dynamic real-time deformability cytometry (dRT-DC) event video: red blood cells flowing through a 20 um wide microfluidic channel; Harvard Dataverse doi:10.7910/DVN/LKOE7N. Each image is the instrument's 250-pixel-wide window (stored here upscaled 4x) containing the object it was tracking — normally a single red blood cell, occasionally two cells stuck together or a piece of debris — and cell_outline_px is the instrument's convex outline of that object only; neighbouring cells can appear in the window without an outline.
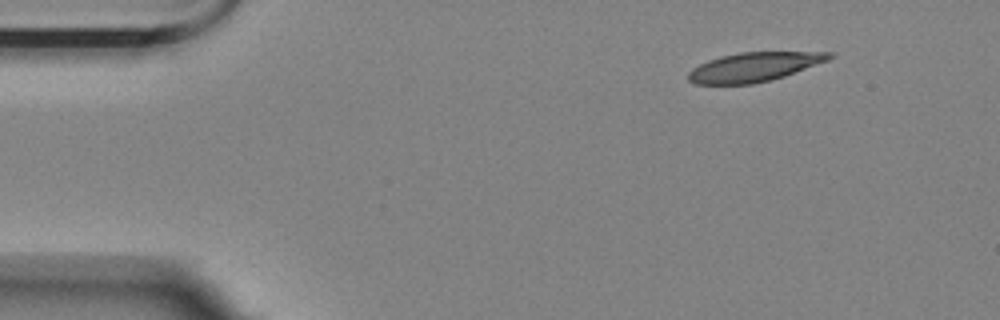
{"species": "Egyptian fruit bat (a non-hibernating species)", "species_latin": "Rousettus aegyptiacus", "temperature_condition": "room temperature", "stored_images_in_passage": 42, "camera_frame_rate_fps": 3000, "um_per_image_px": 0.085, "animal": {"sex": "female"}, "frame": {"image": 1, "passage_image": 1, "time_ms": 0.0, "image_size_px": [1000, 320], "cell_outline_px": [[836, 56], [828, 60], [784, 76], [752, 84], [696, 84], [688, 80], [688, 72], [692, 68], [708, 60], [720, 56], [740, 52], [836, 52]], "centroid_in_image_um": [64.09, 5.68], "position_along_channel_um": 20.9, "area_um2": 23.87}}
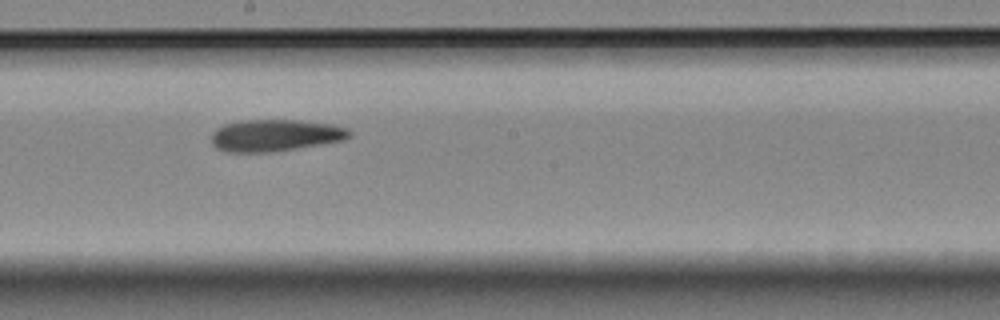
{"frame": {"image": 2, "passage_image": 25, "time_ms": 8.0, "image_size_px": [1000, 320], "cell_outline_px": [[352, 136], [344, 140], [320, 144], [264, 152], [228, 152], [216, 148], [212, 144], [212, 132], [216, 128], [224, 124], [240, 120], [300, 120], [332, 124], [348, 128], [352, 132]], "centroid_in_image_um": [23.39, 11.48], "position_along_channel_um": 224.8, "area_um2": 25.55}}
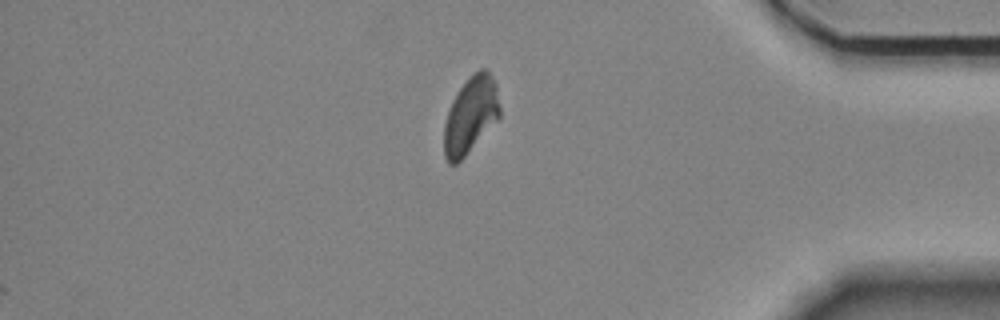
{"frame": {"image": 3, "passage_image": 42, "time_ms": 13.667, "image_size_px": [1000, 320], "cell_outline_px": [[500, 120], [456, 164], [448, 164], [444, 156], [444, 124], [452, 100], [468, 76], [480, 68], [484, 68], [492, 76], [496, 84], [500, 108]], "centroid_in_image_um": [40.02, 9.79], "position_along_channel_um": 395.2, "area_um2": 25.14}, "authors_computed_cell_mechanics": {"area_um2": 25.5476, "velocity_mm_per_s": 3.5271, "shape_relaxation_time_tau1_ms": null, "shape_relaxation_time_tau2_ms": 9.8894, "deformation_change_tau1": null, "deformation_change_tau2": 0.1876}}